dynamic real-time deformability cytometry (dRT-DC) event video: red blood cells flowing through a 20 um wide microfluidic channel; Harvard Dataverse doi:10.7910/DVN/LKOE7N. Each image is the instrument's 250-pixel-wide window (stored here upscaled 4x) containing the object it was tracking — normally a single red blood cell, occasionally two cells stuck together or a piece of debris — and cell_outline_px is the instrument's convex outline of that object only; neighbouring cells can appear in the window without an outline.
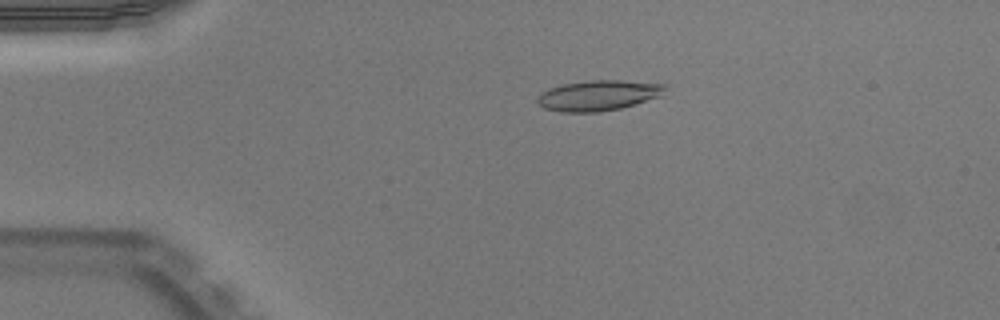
{"species": "Egyptian fruit bat (a non-hibernating species)", "species_latin": "Rousettus aegyptiacus", "temperature_condition": "warm", "stored_images_in_passage": 51, "camera_frame_rate_fps": 3000, "um_per_image_px": 0.085, "animal": {"sex": "male"}, "frame": {"image": 1, "passage_image": 11, "time_ms": 3.333, "image_size_px": [1000, 320], "cell_outline_px": [[668, 84], [664, 96], [620, 108], [600, 112], [560, 112], [544, 108], [536, 100], [536, 96], [540, 92], [548, 88], [564, 84], [588, 80], [624, 80]], "centroid_in_image_um": [50.9, 8.1], "position_along_channel_um": 34.1, "area_um2": 23.06}}
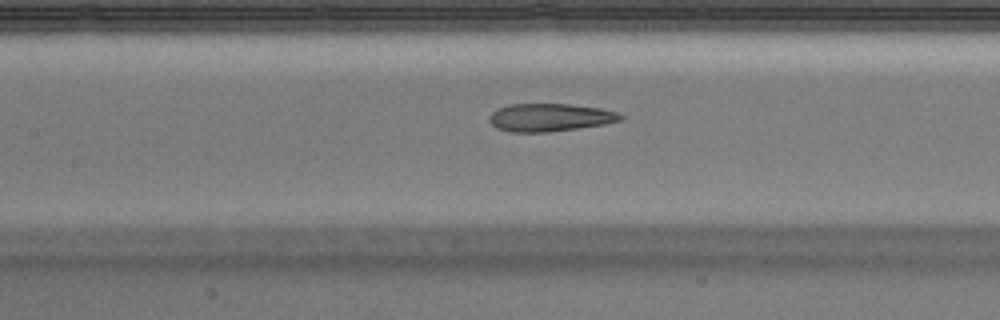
{"frame": {"image": 2, "passage_image": 24, "time_ms": 7.667, "image_size_px": [1000, 320], "cell_outline_px": [[624, 120], [604, 124], [548, 132], [508, 132], [496, 128], [488, 120], [488, 116], [496, 108], [508, 104], [568, 104], [600, 108], [616, 112], [624, 116]], "centroid_in_image_um": [46.7, 9.98], "position_along_channel_um": 160.7, "area_um2": 21.44}}
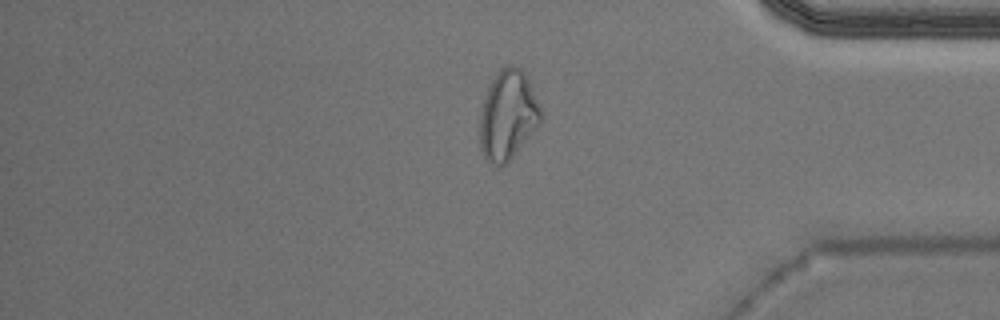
{"frame": {"image": 3, "passage_image": 43, "time_ms": 14.0, "image_size_px": [1000, 320], "cell_outline_px": [[540, 124], [512, 156], [504, 164], [496, 168], [484, 160], [480, 148], [480, 116], [484, 100], [488, 88], [496, 72], [500, 68], [508, 64], [520, 68], [524, 72], [528, 80], [540, 108]], "centroid_in_image_um": [43.13, 9.81], "position_along_channel_um": 392.1, "area_um2": 31.44}, "authors_computed_cell_mechanics": {"area_um2": 22.1374, "velocity_mm_per_s": 3.9715, "shape_relaxation_time_tau1_ms": null, "shape_relaxation_time_tau2_ms": 1.8283, "deformation_change_tau1": null, "deformation_change_tau2": 0.1}}